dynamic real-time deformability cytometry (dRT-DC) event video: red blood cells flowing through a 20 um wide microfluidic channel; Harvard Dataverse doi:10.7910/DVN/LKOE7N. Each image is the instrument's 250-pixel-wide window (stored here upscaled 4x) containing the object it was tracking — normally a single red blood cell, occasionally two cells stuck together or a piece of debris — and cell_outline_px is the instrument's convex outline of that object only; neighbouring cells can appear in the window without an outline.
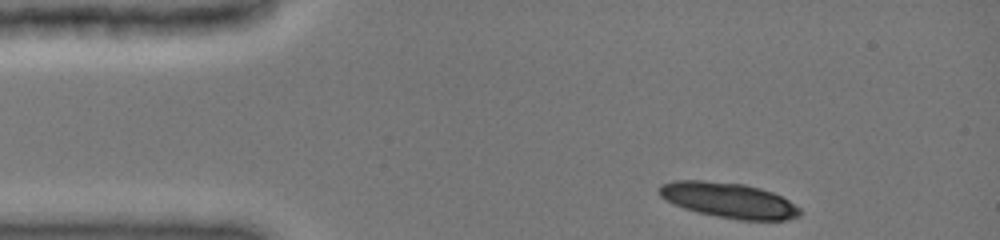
{"species": "common noctule bat (a hibernating species)", "species_latin": "Nyctalus noctula", "temperature_condition": "cold", "stored_images_in_passage": 37, "camera_frame_rate_fps": 3000, "um_per_image_px": 0.085, "animal": {"sex": "female", "body_mass_g": 19.0, "forearm_length_mm": 51.5}, "frame": {"image": 1, "passage_image": 1, "time_ms": 0.0, "image_size_px": [1000, 240], "cell_outline_px": [[800, 216], [788, 220], [740, 220], [696, 212], [684, 208], [664, 200], [656, 192], [656, 188], [660, 184], [672, 180], [704, 180], [744, 184], [760, 188], [772, 192], [788, 200], [800, 208]], "centroid_in_image_um": [61.88, 17.01], "position_along_channel_um": 23.1, "area_um2": 29.19}}
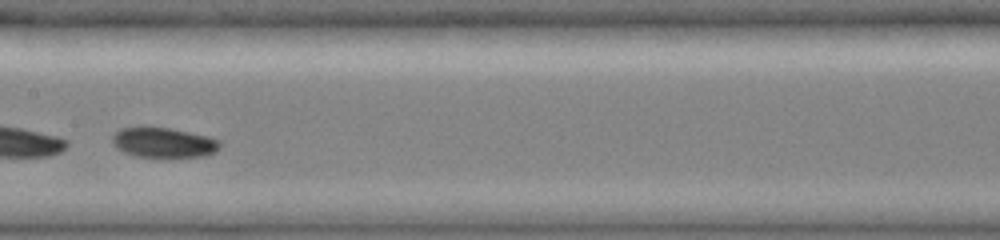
{"frame": {"image": 2, "passage_image": 19, "time_ms": 6.0, "image_size_px": [1000, 240], "cell_outline_px": [[220, 148], [216, 152], [204, 156], [136, 156], [124, 152], [116, 148], [112, 144], [112, 136], [120, 128], [140, 124], [168, 128], [208, 136], [220, 140]], "centroid_in_image_um": [13.85, 12.07], "position_along_channel_um": 193.6, "area_um2": 19.13}}
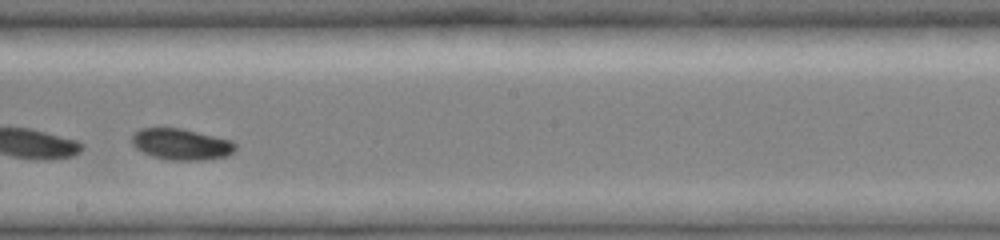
{"frame": {"image": 3, "passage_image": 22, "time_ms": 7.0, "image_size_px": [1000, 240], "cell_outline_px": [[236, 148], [232, 152], [224, 156], [204, 160], [168, 160], [152, 156], [136, 148], [132, 144], [132, 136], [140, 128], [180, 128], [232, 140], [236, 144]], "centroid_in_image_um": [15.4, 12.26], "position_along_channel_um": 232.8, "area_um2": 18.67}}